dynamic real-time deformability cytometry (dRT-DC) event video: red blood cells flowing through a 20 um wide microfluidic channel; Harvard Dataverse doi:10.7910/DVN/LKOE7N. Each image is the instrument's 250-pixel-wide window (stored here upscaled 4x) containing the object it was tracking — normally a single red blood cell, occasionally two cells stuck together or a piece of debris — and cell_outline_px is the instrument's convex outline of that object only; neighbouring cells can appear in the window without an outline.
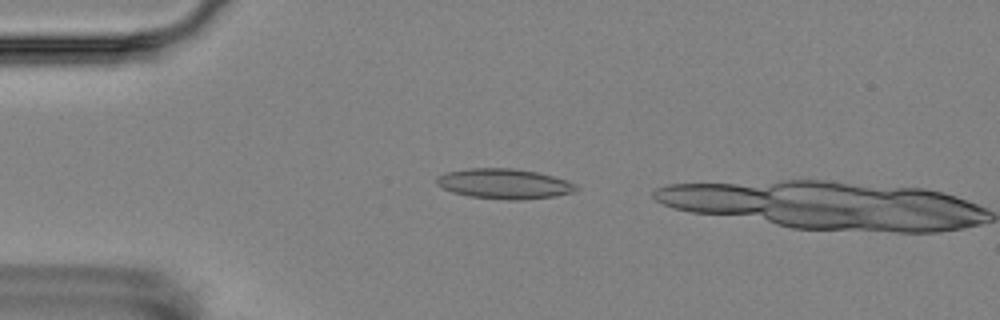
{"species": "Egyptian fruit bat (a non-hibernating species)", "species_latin": "Rousettus aegyptiacus", "temperature_condition": "room temperature", "stored_images_in_passage": 1, "camera_frame_rate_fps": 3000, "um_per_image_px": 0.085, "animal": {"sex": "female"}, "frame": {"image": 1, "passage_image": 1, "time_ms": 0.0, "image_size_px": [1000, 320], "cell_outline_px": [[580, 188], [576, 192], [556, 196], [524, 200], [508, 200], [468, 196], [452, 192], [436, 184], [436, 176], [448, 172], [468, 168], [512, 168], [536, 172], [552, 176], [576, 184]], "centroid_in_image_um": [42.88, 15.63], "position_along_channel_um": 42.1, "area_um2": 24.57}}